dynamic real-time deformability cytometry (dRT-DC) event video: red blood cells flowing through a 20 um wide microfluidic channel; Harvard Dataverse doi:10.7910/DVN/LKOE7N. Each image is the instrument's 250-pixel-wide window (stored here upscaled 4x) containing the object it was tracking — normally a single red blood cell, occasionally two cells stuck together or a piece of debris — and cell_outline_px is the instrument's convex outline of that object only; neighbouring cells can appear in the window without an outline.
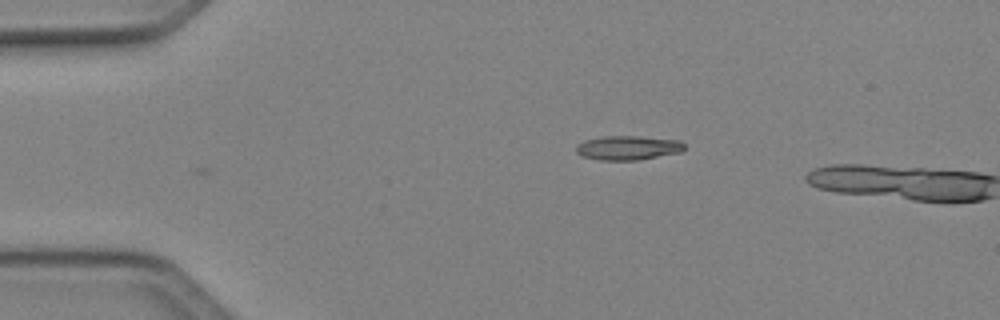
{"species": "Egyptian fruit bat (a non-hibernating species)", "species_latin": "Rousettus aegyptiacus", "temperature_condition": "cold", "stored_images_in_passage": 3, "camera_frame_rate_fps": 3000, "um_per_image_px": 0.085, "animal": {"sex": "female"}, "frame": {"image": 1, "passage_image": 1, "time_ms": 0.0, "image_size_px": [1000, 320], "cell_outline_px": [[684, 148], [680, 152], [640, 160], [600, 160], [584, 156], [576, 152], [576, 144], [584, 140], [604, 136], [640, 136], [680, 140], [684, 144]], "centroid_in_image_um": [53.37, 12.56], "position_along_channel_um": 31.6, "area_um2": 15.32}}